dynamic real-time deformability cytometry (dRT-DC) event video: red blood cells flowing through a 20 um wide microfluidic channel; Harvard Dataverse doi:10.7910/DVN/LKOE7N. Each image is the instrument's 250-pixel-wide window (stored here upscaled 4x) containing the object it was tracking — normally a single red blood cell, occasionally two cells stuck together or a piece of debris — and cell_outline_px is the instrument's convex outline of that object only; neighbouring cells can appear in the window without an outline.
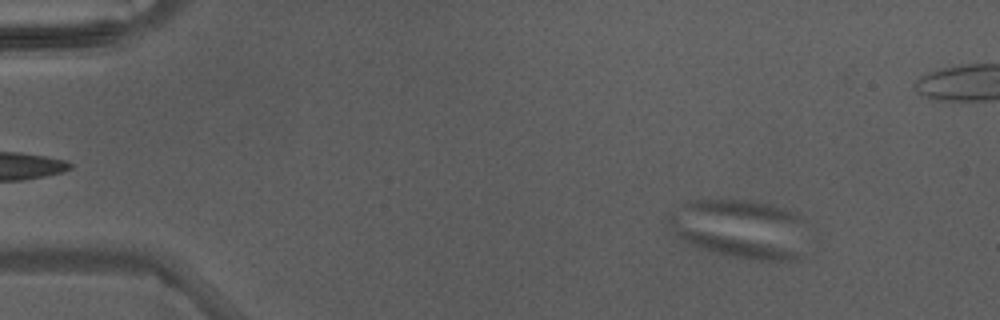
{"species": "Egyptian fruit bat (a non-hibernating species)", "species_latin": "Rousettus aegyptiacus", "temperature_condition": "warm", "stored_images_in_passage": 4, "camera_frame_rate_fps": 3000, "um_per_image_px": 0.085, "animal": {"sex": "male"}, "frame": {"image": 1, "passage_image": 1, "time_ms": 0.0, "image_size_px": [1000, 320], "cell_outline_px": [[808, 256], [796, 260], [752, 260], [732, 256], [704, 248], [680, 236], [676, 232], [668, 220], [668, 212], [680, 204], [692, 200], [752, 200], [772, 204], [784, 208], [808, 220]], "centroid_in_image_um": [63.13, 19.45], "position_along_channel_um": 21.9, "area_um2": 48.67}}